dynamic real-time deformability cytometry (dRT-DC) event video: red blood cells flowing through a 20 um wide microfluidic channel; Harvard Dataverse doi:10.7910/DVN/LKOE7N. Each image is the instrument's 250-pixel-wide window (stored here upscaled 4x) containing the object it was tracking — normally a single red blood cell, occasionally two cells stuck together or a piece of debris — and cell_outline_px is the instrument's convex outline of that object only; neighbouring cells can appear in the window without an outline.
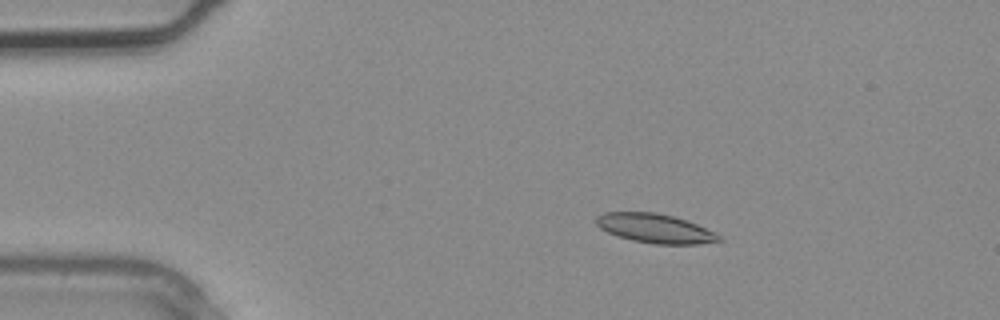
{"species": "common noctule bat (a hibernating species)", "species_latin": "Nyctalus noctula", "temperature_condition": "warm", "stored_images_in_passage": 3, "segment_of_instrument_passage": [1, 2], "camera_frame_rate_fps": 3000, "um_per_image_px": 0.085, "animal": {"sex": "male", "body_mass_g": 20.4}, "frame": {"image": 1, "passage_image": 1, "time_ms": 0.0, "image_size_px": [1000, 320], "cell_outline_px": [[724, 240], [700, 244], [652, 244], [632, 240], [616, 236], [600, 228], [596, 224], [596, 216], [604, 212], [656, 212], [672, 216], [696, 224], [716, 232]], "centroid_in_image_um": [55.68, 19.42], "position_along_channel_um": 29.3, "area_um2": 20.92}}